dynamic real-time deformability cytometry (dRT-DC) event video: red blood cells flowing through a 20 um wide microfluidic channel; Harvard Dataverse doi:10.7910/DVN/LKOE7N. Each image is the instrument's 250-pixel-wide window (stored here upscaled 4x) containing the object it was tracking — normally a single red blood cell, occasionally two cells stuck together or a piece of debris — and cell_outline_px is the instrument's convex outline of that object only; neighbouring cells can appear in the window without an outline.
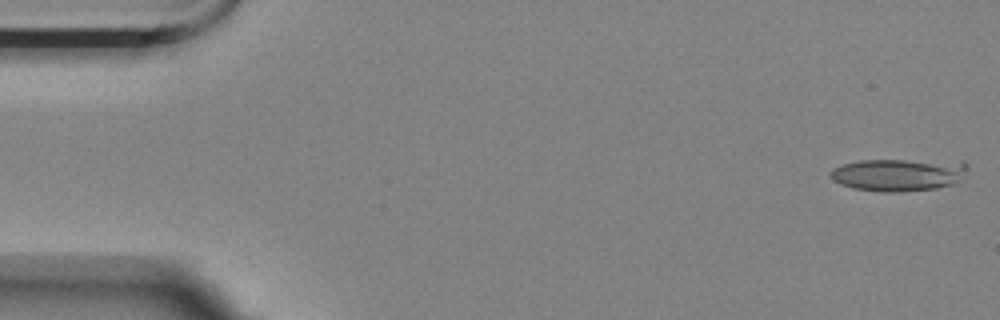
{"species": "Egyptian fruit bat (a non-hibernating species)", "species_latin": "Rousettus aegyptiacus", "temperature_condition": "room temperature", "stored_images_in_passage": 12, "camera_frame_rate_fps": 3000, "um_per_image_px": 0.085, "animal": {"sex": "female"}, "frame": {"image": 1, "passage_image": 1, "time_ms": 0.0, "image_size_px": [1000, 320], "cell_outline_px": [[968, 168], [960, 180], [956, 184], [936, 188], [896, 192], [884, 192], [852, 188], [840, 184], [832, 180], [832, 172], [836, 168], [844, 164], [860, 160], [964, 160], [968, 164]], "centroid_in_image_um": [76.48, 14.84], "position_along_channel_um": 8.5, "area_um2": 26.18}}